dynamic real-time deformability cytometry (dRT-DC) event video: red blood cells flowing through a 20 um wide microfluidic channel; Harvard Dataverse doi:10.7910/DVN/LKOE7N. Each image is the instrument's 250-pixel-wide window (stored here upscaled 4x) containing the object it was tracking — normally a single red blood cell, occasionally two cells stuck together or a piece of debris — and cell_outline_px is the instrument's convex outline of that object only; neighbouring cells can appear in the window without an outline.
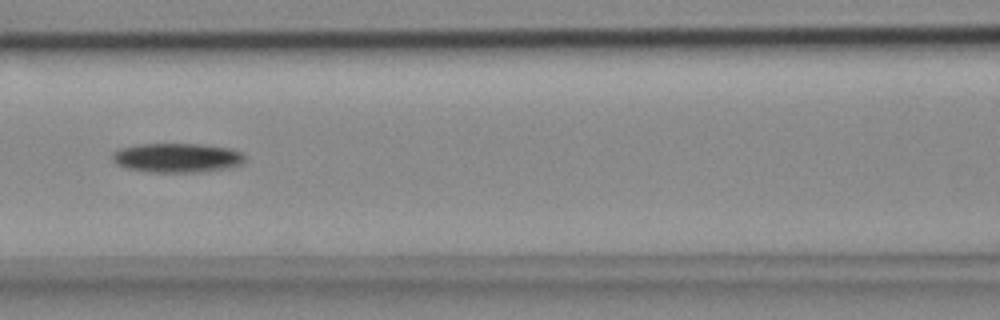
{"species": "common noctule bat (a hibernating species)", "species_latin": "Nyctalus noctula", "temperature_condition": "cold", "stored_images_in_passage": 9, "camera_frame_rate_fps": 3000, "um_per_image_px": 0.085, "animal": {"sex": "female", "body_mass_g": 18.4}, "frame": {"image": 1, "passage_image": 7, "time_ms": 2.0, "image_size_px": [1000, 320], "cell_outline_px": [[244, 160], [240, 164], [228, 168], [200, 172], [148, 172], [128, 168], [116, 164], [112, 160], [112, 152], [120, 148], [140, 144], [196, 144], [228, 148], [240, 152], [244, 156]], "centroid_in_image_um": [15.0, 13.42], "position_along_channel_um": 151.6, "area_um2": 22.48}}
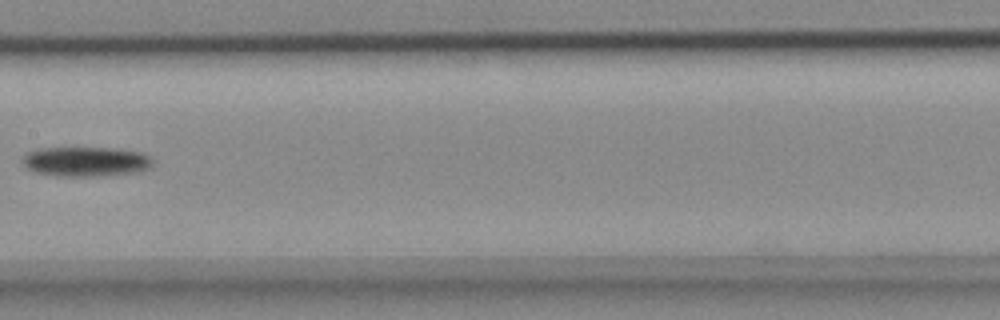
{"frame": {"image": 2, "passage_image": 8, "time_ms": 2.333, "image_size_px": [1000, 320], "cell_outline_px": [[152, 168], [140, 172], [100, 176], [56, 176], [36, 172], [28, 168], [24, 164], [24, 156], [28, 152], [40, 148], [108, 148], [140, 152], [152, 156]], "centroid_in_image_um": [7.36, 13.74], "position_along_channel_um": 200.0, "area_um2": 22.54}}
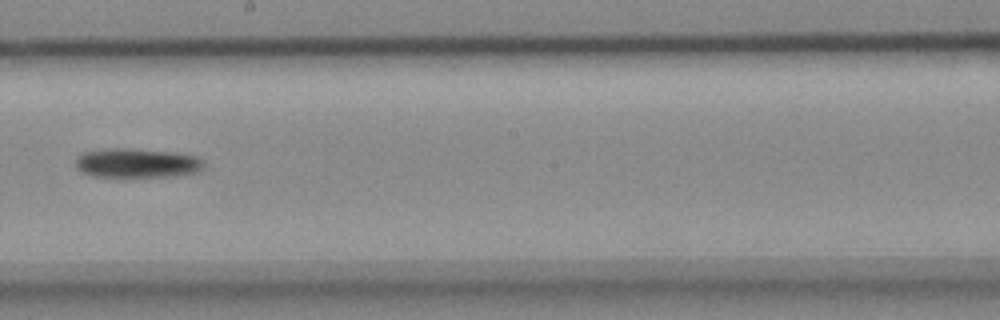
{"frame": {"image": 3, "passage_image": 9, "time_ms": 2.667, "image_size_px": [1000, 320], "cell_outline_px": [[204, 168], [200, 172], [176, 176], [124, 180], [116, 180], [92, 176], [80, 172], [76, 168], [76, 160], [84, 152], [112, 148], [120, 148], [176, 152], [196, 156], [204, 164]], "centroid_in_image_um": [11.63, 13.93], "position_along_channel_um": 236.6, "area_um2": 23.12}}